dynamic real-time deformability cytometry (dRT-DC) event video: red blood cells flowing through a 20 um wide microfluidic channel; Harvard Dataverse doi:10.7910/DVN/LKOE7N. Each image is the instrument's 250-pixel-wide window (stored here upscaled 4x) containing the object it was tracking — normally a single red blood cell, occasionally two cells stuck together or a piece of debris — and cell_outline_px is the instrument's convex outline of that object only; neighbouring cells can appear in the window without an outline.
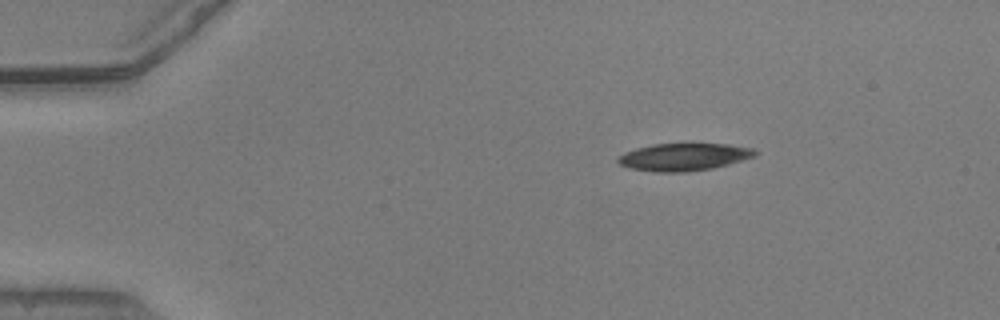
{"species": "common noctule bat (a hibernating species)", "species_latin": "Nyctalus noctula", "temperature_condition": "warm", "stored_images_in_passage": 45, "camera_frame_rate_fps": 3000, "um_per_image_px": 0.085, "animal": {"sex": "male", "body_mass_g": 20.5, "forearm_length_mm": 52.5}, "frame": {"image": 1, "passage_image": 1, "time_ms": 0.0, "image_size_px": [1000, 320], "cell_outline_px": [[756, 156], [728, 164], [712, 168], [688, 172], [656, 172], [628, 168], [620, 164], [616, 160], [624, 152], [636, 148], [652, 144], [728, 144], [756, 148]], "centroid_in_image_um": [58.13, 13.34], "position_along_channel_um": 26.9, "area_um2": 21.96}}
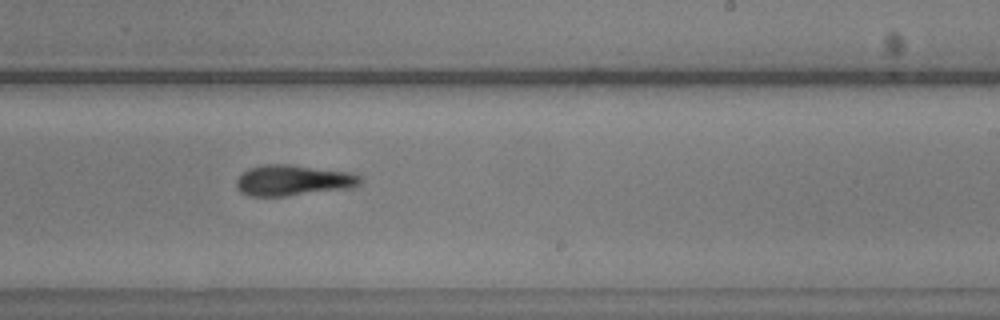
{"frame": {"image": 2, "passage_image": 25, "time_ms": 8.0, "image_size_px": [1000, 320], "cell_outline_px": [[364, 180], [360, 184], [352, 188], [288, 196], [248, 196], [240, 192], [236, 188], [236, 180], [248, 168], [264, 164], [292, 164], [352, 172], [360, 176]], "centroid_in_image_um": [24.94, 15.33], "position_along_channel_um": 264.1, "area_um2": 22.66}}
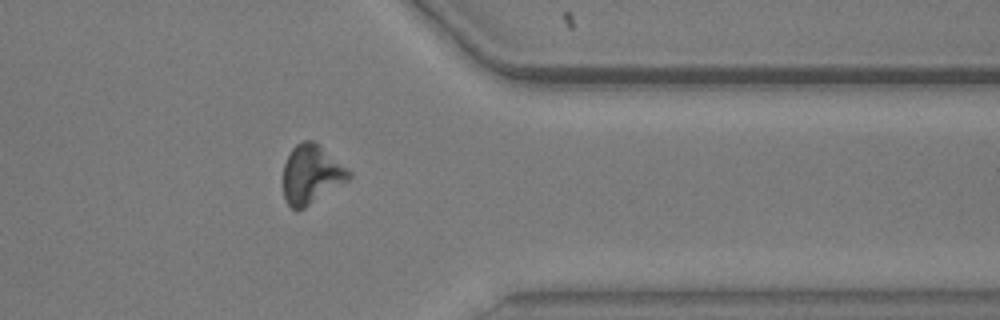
{"frame": {"image": 3, "passage_image": 35, "time_ms": 11.333, "image_size_px": [1000, 320], "cell_outline_px": [[352, 176], [348, 180], [304, 208], [296, 212], [284, 200], [284, 164], [292, 148], [296, 144], [304, 140], [312, 140], [348, 168], [352, 172]], "centroid_in_image_um": [26.46, 14.83], "position_along_channel_um": 384.9, "area_um2": 22.31}, "authors_computed_cell_mechanics": {"area_um2": 22.4264, "velocity_mm_per_s": 3.8864, "shape_relaxation_time_tau1_ms": 4.6843, "shape_relaxation_time_tau2_ms": null, "deformation_change_tau1": 0.1586, "deformation_change_tau2": null}}